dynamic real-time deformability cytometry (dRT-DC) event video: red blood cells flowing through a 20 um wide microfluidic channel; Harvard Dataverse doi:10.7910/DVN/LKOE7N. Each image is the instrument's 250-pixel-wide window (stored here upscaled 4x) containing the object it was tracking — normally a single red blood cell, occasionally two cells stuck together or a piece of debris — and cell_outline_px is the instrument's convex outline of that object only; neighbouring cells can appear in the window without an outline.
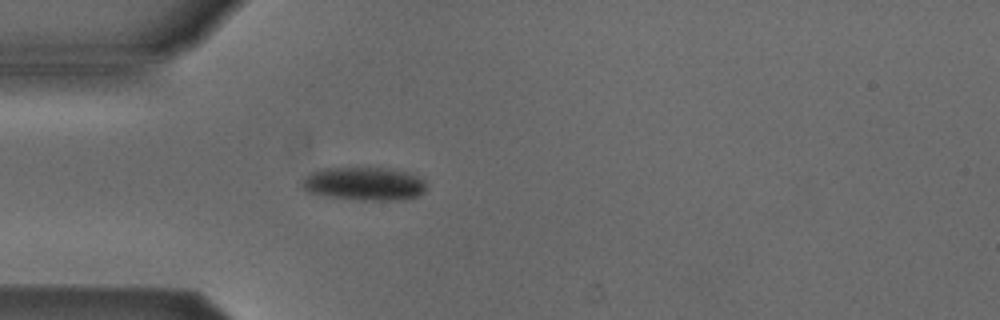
{"species": "Egyptian fruit bat (a non-hibernating species)", "species_latin": "Rousettus aegyptiacus", "temperature_condition": "cold", "stored_images_in_passage": 46, "camera_frame_rate_fps": 3000, "um_per_image_px": 0.085, "animal": {"sex": "male"}, "frame": {"image": 1, "passage_image": 8, "time_ms": 2.333, "image_size_px": [1000, 320], "cell_outline_px": [[428, 184], [424, 192], [420, 196], [404, 200], [360, 200], [324, 196], [304, 192], [300, 184], [300, 180], [304, 176], [312, 172], [324, 168], [388, 168], [408, 172], [424, 180]], "centroid_in_image_um": [30.93, 15.63], "position_along_channel_um": 54.1, "area_um2": 24.68}}
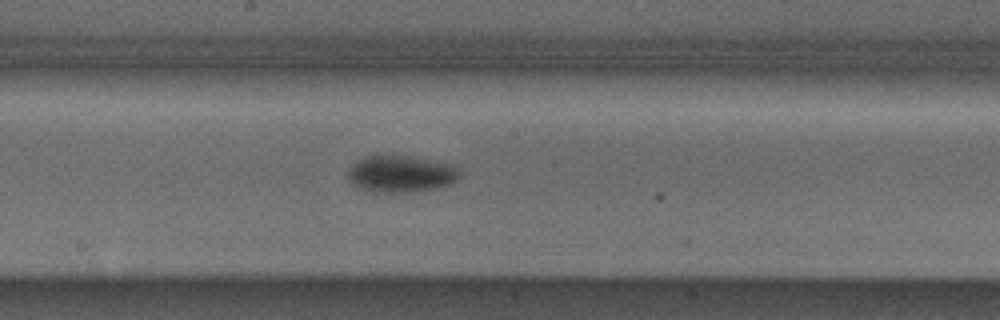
{"frame": {"image": 2, "passage_image": 21, "time_ms": 6.667, "image_size_px": [1000, 320], "cell_outline_px": [[456, 180], [440, 188], [412, 192], [372, 192], [360, 188], [352, 184], [348, 176], [348, 168], [352, 164], [364, 156], [404, 156], [448, 164], [456, 168]], "centroid_in_image_um": [33.98, 14.81], "position_along_channel_um": 214.2, "area_um2": 23.41}}
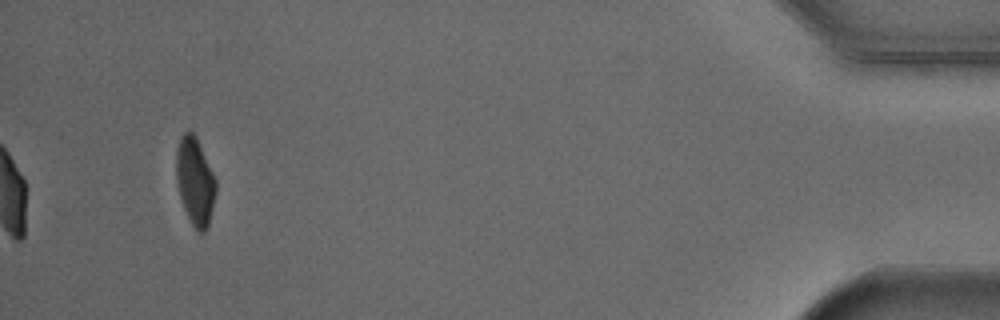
{"frame": {"image": 3, "passage_image": 43, "time_ms": 14.0, "image_size_px": [1000, 320], "cell_outline_px": [[216, 192], [208, 228], [204, 232], [200, 232], [192, 224], [184, 208], [176, 184], [176, 148], [180, 136], [184, 132], [192, 132], [196, 136], [216, 180]], "centroid_in_image_um": [16.57, 15.39], "position_along_channel_um": 418.6, "area_um2": 20.17}, "authors_computed_cell_mechanics": {"area_um2": 22.831, "velocity_mm_per_s": 3.8581, "shape_relaxation_time_tau1_ms": 2.4158, "shape_relaxation_time_tau2_ms": null, "deformation_change_tau1": 0.1158, "deformation_change_tau2": null}}